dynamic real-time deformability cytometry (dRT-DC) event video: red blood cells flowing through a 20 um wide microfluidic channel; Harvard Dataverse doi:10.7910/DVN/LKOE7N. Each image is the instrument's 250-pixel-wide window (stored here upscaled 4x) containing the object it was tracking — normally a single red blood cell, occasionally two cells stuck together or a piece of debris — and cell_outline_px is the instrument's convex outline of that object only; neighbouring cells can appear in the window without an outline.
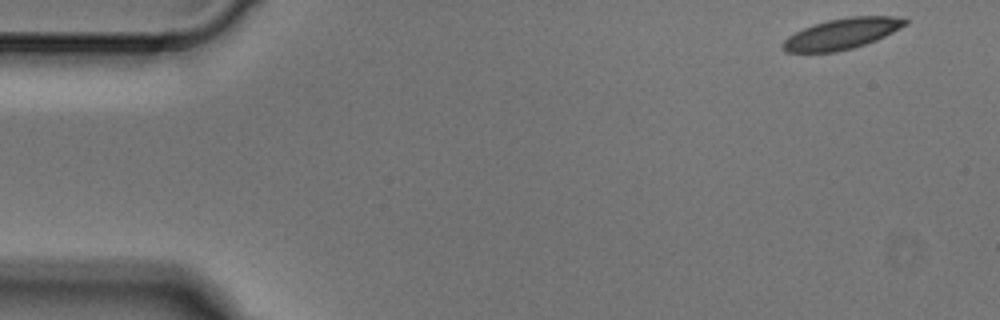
{"species": "Egyptian fruit bat (a non-hibernating species)", "species_latin": "Rousettus aegyptiacus", "temperature_condition": "cold", "stored_images_in_passage": 3, "camera_frame_rate_fps": 3000, "um_per_image_px": 0.085, "animal": {"sex": "male"}, "frame": {"image": 1, "passage_image": 1, "time_ms": 0.0, "image_size_px": [1000, 320], "cell_outline_px": [[908, 24], [876, 40], [852, 48], [836, 52], [788, 52], [780, 44], [788, 36], [812, 24], [828, 20], [852, 16], [892, 16], [908, 20]], "centroid_in_image_um": [71.55, 2.86], "position_along_channel_um": 13.4, "area_um2": 21.73}}
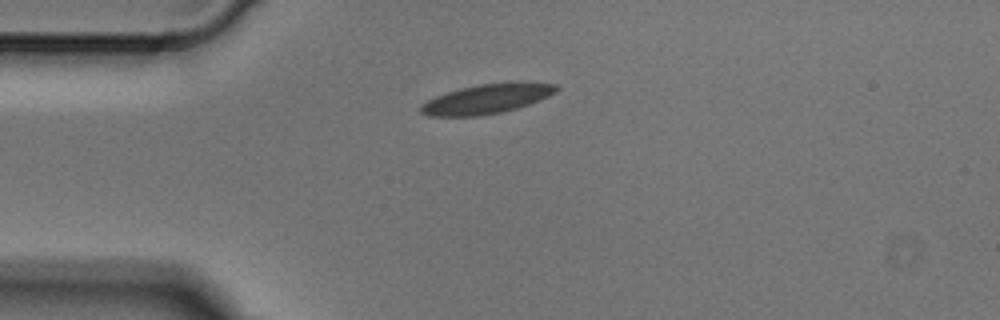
{"frame": {"image": 2, "passage_image": 3, "time_ms": 0.667, "image_size_px": [1000, 320], "cell_outline_px": [[560, 88], [556, 92], [548, 96], [528, 104], [516, 108], [500, 112], [476, 116], [428, 116], [420, 112], [420, 108], [428, 100], [436, 96], [460, 88], [480, 84], [516, 80], [520, 80], [556, 84]], "centroid_in_image_um": [41.44, 8.37], "position_along_channel_um": 43.6, "area_um2": 23.47}}